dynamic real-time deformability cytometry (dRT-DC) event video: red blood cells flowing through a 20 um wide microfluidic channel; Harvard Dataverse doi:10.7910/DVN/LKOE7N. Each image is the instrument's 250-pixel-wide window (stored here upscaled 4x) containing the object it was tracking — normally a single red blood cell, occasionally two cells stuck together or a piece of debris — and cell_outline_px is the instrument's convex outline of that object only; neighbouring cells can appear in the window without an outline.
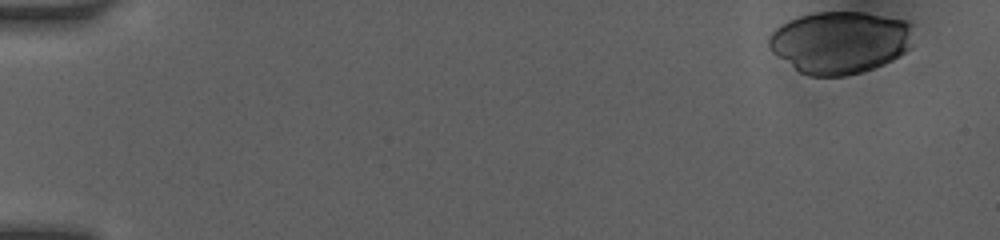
{"species": "human", "species_latin": "Homo sapiens", "temperature_condition": "room temperature", "stored_images_in_passage": 43, "camera_frame_rate_fps": 3000, "um_per_image_px": 0.085, "donor": {"sex": "female"}, "frame": {"image": 1, "passage_image": 1, "time_ms": 0.0, "image_size_px": [1000, 240], "cell_outline_px": [[912, 48], [900, 56], [884, 64], [860, 72], [844, 76], [808, 76], [800, 72], [772, 52], [768, 48], [768, 40], [772, 32], [776, 28], [788, 20], [812, 12], [864, 12], [908, 20], [912, 24]], "centroid_in_image_um": [71.43, 3.58], "position_along_channel_um": 13.6, "area_um2": 52.83}}
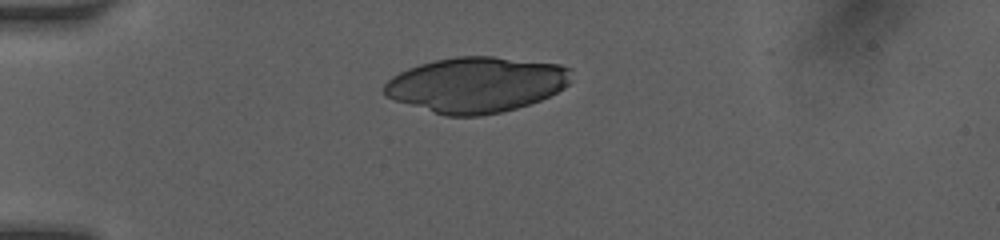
{"frame": {"image": 2, "passage_image": 12, "time_ms": 3.667, "image_size_px": [1000, 240], "cell_outline_px": [[572, 68], [568, 84], [564, 88], [540, 100], [516, 108], [500, 112], [480, 116], [444, 116], [384, 96], [384, 84], [392, 76], [408, 68], [420, 64], [436, 60], [456, 56], [492, 56], [560, 64]], "centroid_in_image_um": [40.49, 7.19], "position_along_channel_um": 44.5, "area_um2": 60.34}}